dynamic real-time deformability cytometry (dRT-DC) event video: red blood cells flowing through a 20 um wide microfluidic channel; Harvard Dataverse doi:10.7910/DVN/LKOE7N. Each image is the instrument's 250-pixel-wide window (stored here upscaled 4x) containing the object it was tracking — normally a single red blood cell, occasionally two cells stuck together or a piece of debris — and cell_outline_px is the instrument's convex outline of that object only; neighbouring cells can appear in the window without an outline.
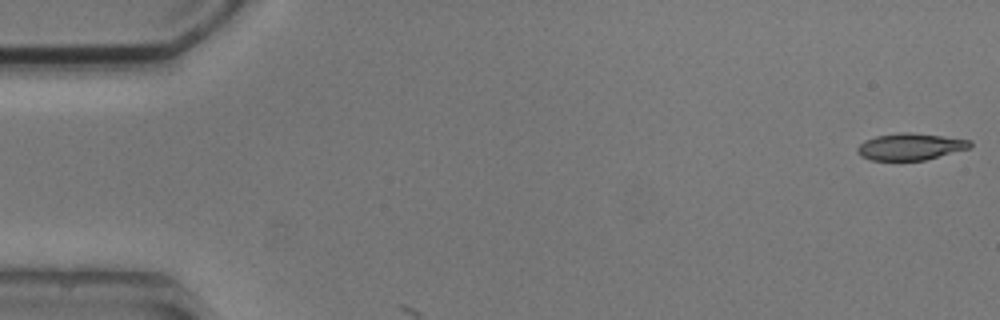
{"species": "common noctule bat (a hibernating species)", "species_latin": "Nyctalus noctula", "temperature_condition": "cold", "stored_images_in_passage": 3, "camera_frame_rate_fps": 3000, "um_per_image_px": 0.085, "animal": {"sex": "male", "body_mass_g": 20.5, "forearm_length_mm": 52.5}, "frame": {"image": 1, "passage_image": 1, "time_ms": 0.0, "image_size_px": [1000, 320], "cell_outline_px": [[972, 144], [968, 148], [924, 160], [872, 160], [860, 156], [856, 152], [856, 148], [864, 140], [876, 136], [900, 132], [908, 132], [972, 140]], "centroid_in_image_um": [77.32, 12.46], "position_along_channel_um": 7.7, "area_um2": 17.4}}
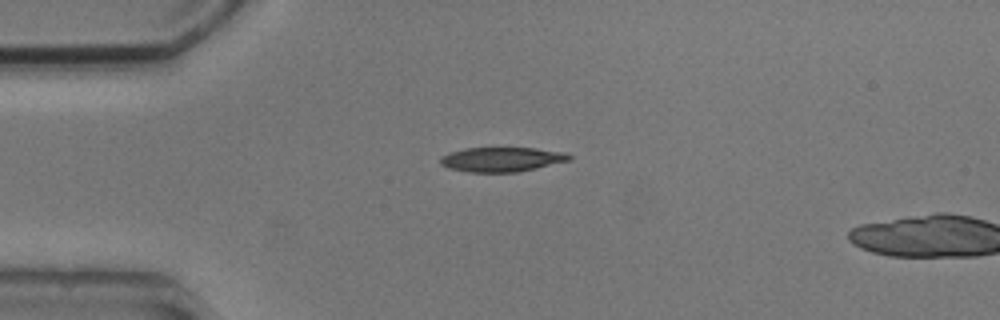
{"frame": {"image": 2, "passage_image": 2, "time_ms": 4.0, "image_size_px": [1000, 320], "cell_outline_px": [[572, 160], [536, 168], [516, 172], [468, 172], [448, 168], [440, 164], [440, 156], [448, 152], [464, 148], [536, 148], [568, 152], [572, 156]], "centroid_in_image_um": [42.66, 13.54], "position_along_channel_um": 42.3, "area_um2": 18.67}}